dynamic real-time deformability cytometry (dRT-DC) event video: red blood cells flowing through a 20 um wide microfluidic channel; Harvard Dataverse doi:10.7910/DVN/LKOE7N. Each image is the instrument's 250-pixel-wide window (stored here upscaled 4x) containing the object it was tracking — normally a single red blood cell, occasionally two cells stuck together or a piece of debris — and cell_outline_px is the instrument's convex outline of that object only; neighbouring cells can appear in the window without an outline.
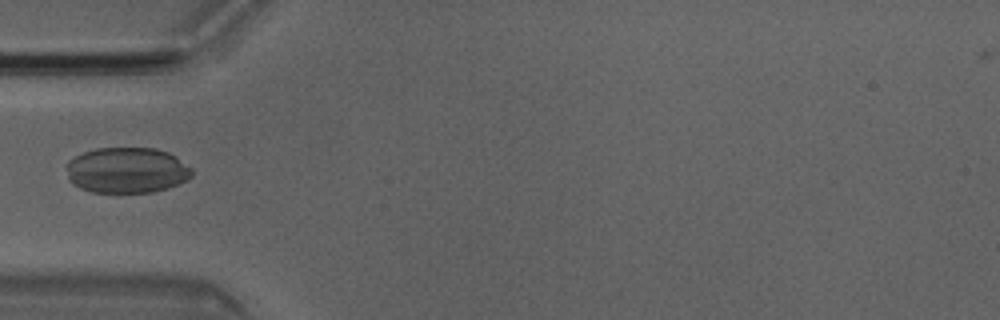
{"species": "Egyptian fruit bat (a non-hibernating species)", "species_latin": "Rousettus aegyptiacus", "temperature_condition": "room temperature", "stored_images_in_passage": 2, "camera_frame_rate_fps": 3000, "um_per_image_px": 0.085, "animal": {"sex": "male"}, "frame": {"image": 1, "passage_image": 2, "time_ms": 0.333, "image_size_px": [1000, 320], "cell_outline_px": [[192, 176], [188, 180], [168, 188], [152, 192], [92, 192], [80, 188], [72, 184], [68, 180], [68, 160], [84, 152], [96, 148], [156, 148], [168, 152], [176, 156], [192, 168]], "centroid_in_image_um": [10.81, 14.47], "position_along_channel_um": 74.2, "area_um2": 33.58}}